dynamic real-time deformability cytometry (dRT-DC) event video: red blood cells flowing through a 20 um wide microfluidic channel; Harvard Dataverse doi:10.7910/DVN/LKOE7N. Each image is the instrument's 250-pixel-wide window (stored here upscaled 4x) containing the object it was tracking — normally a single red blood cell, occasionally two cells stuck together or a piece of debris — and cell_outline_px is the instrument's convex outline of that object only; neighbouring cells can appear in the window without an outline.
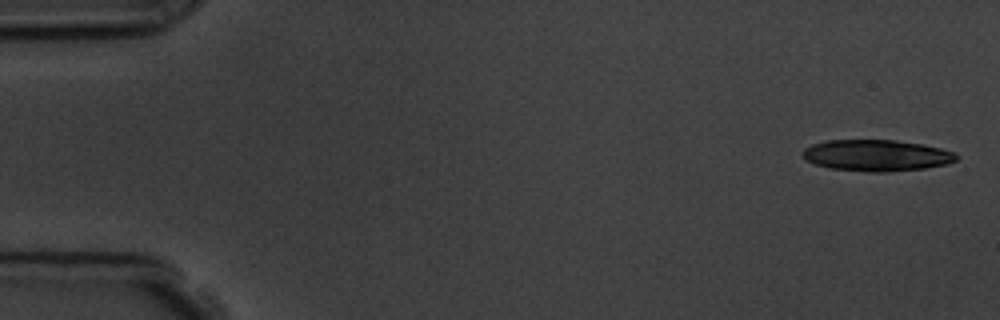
{"species": "common noctule bat (a hibernating species)", "species_latin": "Nyctalus noctula", "temperature_condition": "room temperature", "stored_images_in_passage": 5, "camera_frame_rate_fps": 3000, "um_per_image_px": 0.085, "animal": {"sex": "male", "body_mass_g": 19.5, "forearm_length_mm": 54.6}, "frame": {"image": 1, "passage_image": 1, "time_ms": 0.0, "image_size_px": [1000, 320], "cell_outline_px": [[960, 156], [956, 160], [948, 164], [924, 168], [888, 172], [868, 172], [828, 168], [816, 164], [808, 160], [804, 156], [804, 148], [812, 144], [828, 140], [896, 140], [920, 144], [940, 148], [956, 152]], "centroid_in_image_um": [74.55, 13.21], "position_along_channel_um": 10.4, "area_um2": 28.09}}